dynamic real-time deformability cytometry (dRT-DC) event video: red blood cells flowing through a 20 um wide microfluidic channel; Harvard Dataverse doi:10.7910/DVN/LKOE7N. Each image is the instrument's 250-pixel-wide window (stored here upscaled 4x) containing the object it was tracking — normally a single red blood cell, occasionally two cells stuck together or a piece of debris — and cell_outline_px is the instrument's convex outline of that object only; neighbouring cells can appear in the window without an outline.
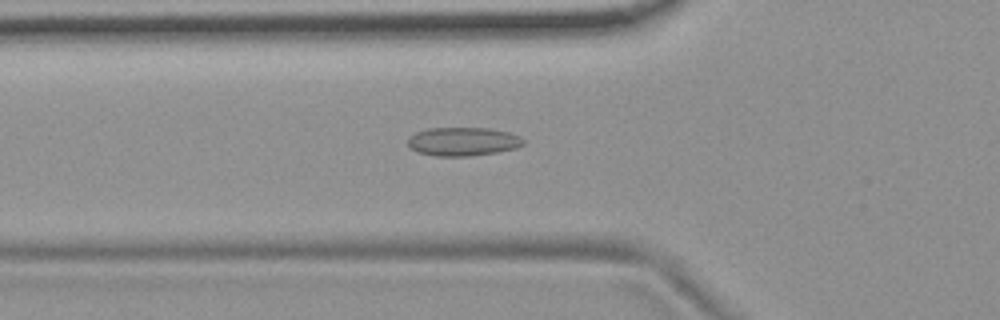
{"species": "common noctule bat (a hibernating species)", "species_latin": "Nyctalus noctula", "temperature_condition": "room temperature", "stored_images_in_passage": 53, "camera_frame_rate_fps": 3000, "um_per_image_px": 0.085, "animal": {"sex": "female", "body_mass_g": 19.9}, "frame": {"image": 1, "passage_image": 18, "time_ms": 5.667, "image_size_px": [1000, 320], "cell_outline_px": [[524, 144], [516, 148], [496, 152], [468, 156], [436, 156], [420, 152], [412, 148], [408, 144], [408, 136], [416, 132], [428, 128], [488, 128], [508, 132], [520, 136], [524, 140]], "centroid_in_image_um": [39.36, 12.02], "position_along_channel_um": 86.4, "area_um2": 19.13}}
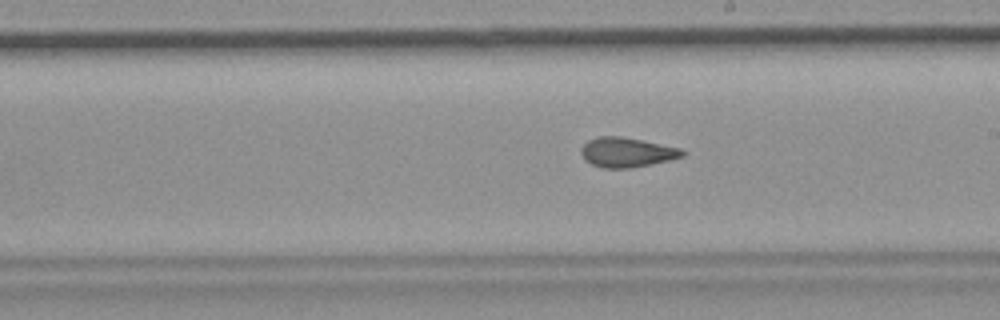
{"frame": {"image": 2, "passage_image": 30, "time_ms": 9.667, "image_size_px": [1000, 320], "cell_outline_px": [[688, 152], [684, 156], [652, 164], [628, 168], [604, 168], [592, 164], [584, 160], [580, 152], [580, 148], [588, 140], [596, 136], [620, 136], [680, 148]], "centroid_in_image_um": [53.25, 12.94], "position_along_channel_um": 235.7, "area_um2": 17.51}}
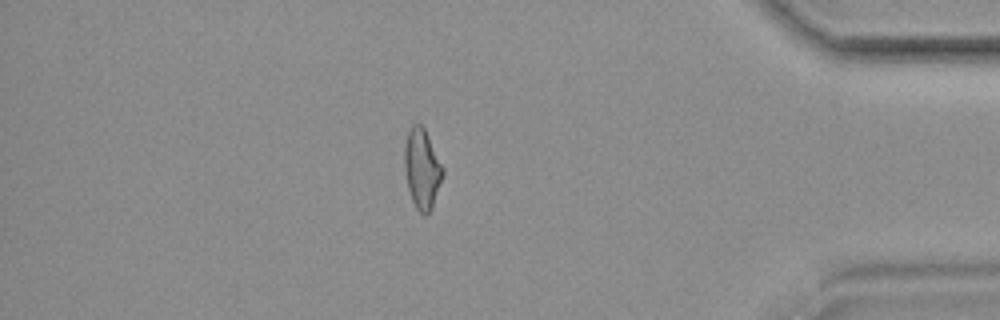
{"frame": {"image": 3, "passage_image": 46, "time_ms": 15.0, "image_size_px": [1000, 320], "cell_outline_px": [[444, 172], [432, 208], [424, 216], [416, 208], [412, 200], [408, 188], [404, 168], [404, 144], [408, 132], [412, 124], [420, 124], [424, 128], [444, 168]], "centroid_in_image_um": [35.86, 14.34], "position_along_channel_um": 399.3, "area_um2": 17.74}, "authors_computed_cell_mechanics": {"area_um2": 18.207, "velocity_mm_per_s": 3.7283, "shape_relaxation_time_tau1_ms": null, "shape_relaxation_time_tau2_ms": 3.2722, "deformation_change_tau1": null, "deformation_change_tau2": 0.1013}}